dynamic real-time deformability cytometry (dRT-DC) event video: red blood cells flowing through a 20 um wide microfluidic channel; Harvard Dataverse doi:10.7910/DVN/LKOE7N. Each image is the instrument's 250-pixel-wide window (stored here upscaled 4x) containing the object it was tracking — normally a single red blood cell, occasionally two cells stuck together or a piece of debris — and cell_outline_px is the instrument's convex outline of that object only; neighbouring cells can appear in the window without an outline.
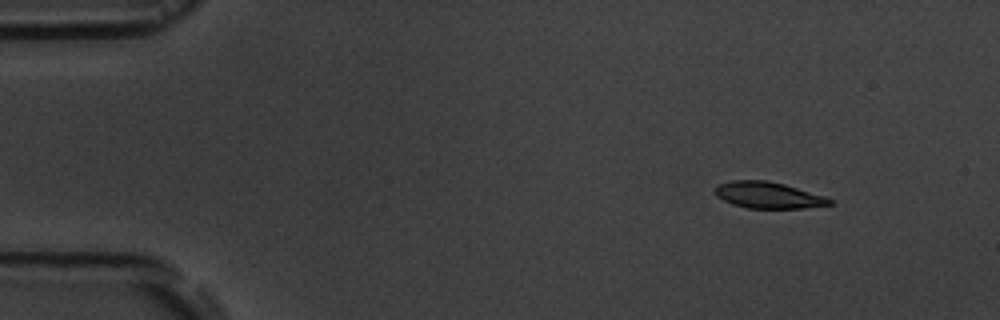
{"species": "common noctule bat (a hibernating species)", "species_latin": "Nyctalus noctula", "temperature_condition": "room temperature", "stored_images_in_passage": 4, "camera_frame_rate_fps": 3000, "um_per_image_px": 0.085, "animal": {"sex": "male", "body_mass_g": 19.5, "forearm_length_mm": 54.6}, "frame": {"image": 1, "passage_image": 1, "time_ms": 0.0, "image_size_px": [1000, 320], "cell_outline_px": [[832, 204], [804, 208], [748, 208], [732, 204], [716, 196], [716, 188], [720, 184], [732, 180], [768, 180], [784, 184], [824, 196], [832, 200]], "centroid_in_image_um": [65.3, 16.59], "position_along_channel_um": 19.7, "area_um2": 17.4}}
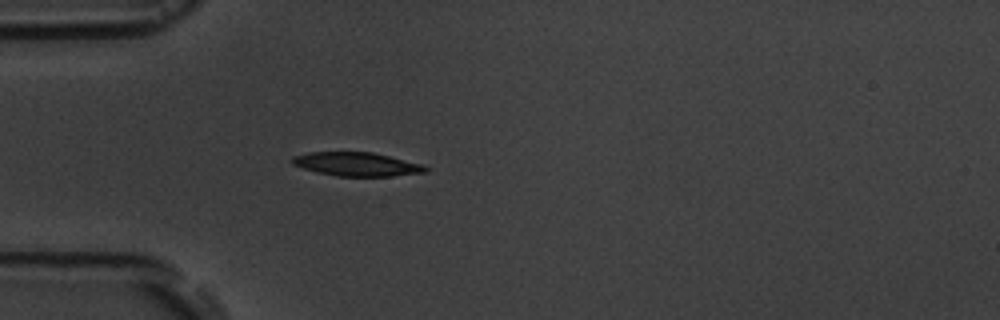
{"frame": {"image": 2, "passage_image": 4, "time_ms": 3.333, "image_size_px": [1000, 320], "cell_outline_px": [[428, 172], [392, 176], [336, 176], [316, 172], [292, 164], [288, 160], [292, 156], [308, 152], [372, 152], [424, 164], [428, 168]], "centroid_in_image_um": [30.31, 13.95], "position_along_channel_um": 54.7, "area_um2": 18.61}}